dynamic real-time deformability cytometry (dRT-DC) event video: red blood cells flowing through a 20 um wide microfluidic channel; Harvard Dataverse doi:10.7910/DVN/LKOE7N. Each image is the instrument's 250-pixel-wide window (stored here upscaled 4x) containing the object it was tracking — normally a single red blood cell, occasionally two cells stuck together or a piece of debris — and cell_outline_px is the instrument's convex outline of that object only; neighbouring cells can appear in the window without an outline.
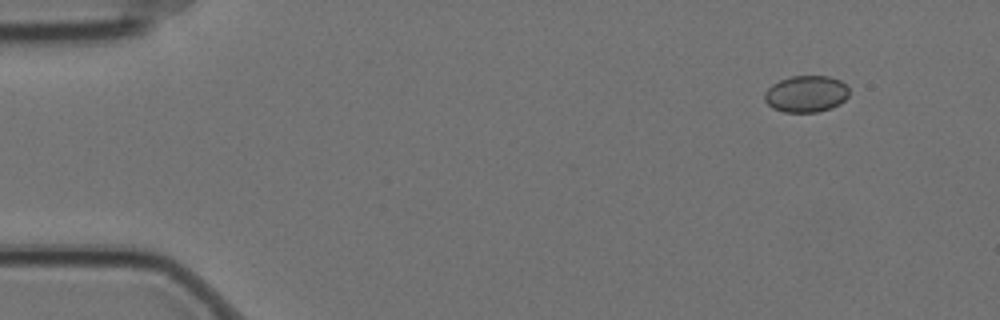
{"species": "Egyptian fruit bat (a non-hibernating species)", "species_latin": "Rousettus aegyptiacus", "temperature_condition": "cold", "stored_images_in_passage": 4, "segment_of_instrument_passage": [2, 2], "camera_frame_rate_fps": 3000, "um_per_image_px": 0.085, "animal": {"sex": "female"}, "frame": {"image": 1, "passage_image": 4, "time_ms": 1.0, "image_size_px": [1000, 320], "cell_outline_px": [[848, 96], [840, 104], [832, 108], [816, 112], [784, 112], [772, 108], [764, 100], [764, 92], [772, 84], [780, 80], [792, 76], [828, 76], [840, 80], [848, 88]], "centroid_in_image_um": [68.51, 7.99], "position_along_channel_um": 16.5, "area_um2": 18.09}}